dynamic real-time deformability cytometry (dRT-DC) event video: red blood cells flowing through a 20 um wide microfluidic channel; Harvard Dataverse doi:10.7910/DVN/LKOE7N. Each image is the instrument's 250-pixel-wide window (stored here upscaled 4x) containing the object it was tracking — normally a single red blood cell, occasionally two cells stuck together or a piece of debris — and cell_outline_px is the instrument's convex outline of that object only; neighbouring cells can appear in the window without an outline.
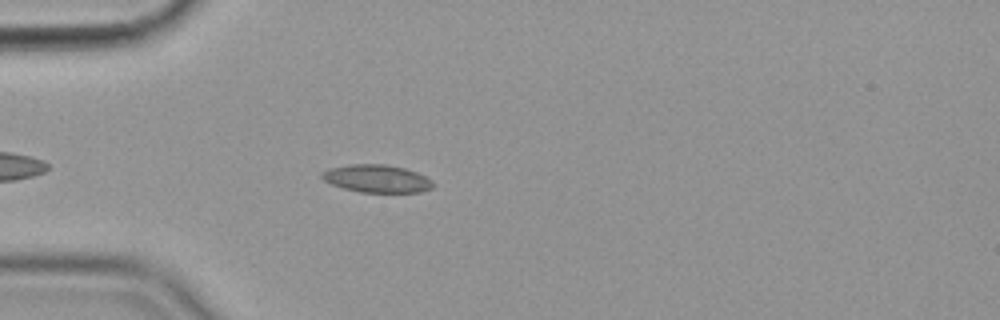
{"species": "common noctule bat (a hibernating species)", "species_latin": "Nyctalus noctula", "temperature_condition": "cold", "stored_images_in_passage": 47, "camera_frame_rate_fps": 3000, "um_per_image_px": 0.085, "animal": {"sex": "female", "body_mass_g": 19.9}, "frame": {"image": 1, "passage_image": 7, "time_ms": 2.0, "image_size_px": [1000, 320], "cell_outline_px": [[432, 188], [420, 192], [360, 192], [344, 188], [332, 184], [324, 180], [320, 176], [328, 168], [348, 164], [384, 164], [404, 168], [416, 172], [432, 180]], "centroid_in_image_um": [32.01, 15.18], "position_along_channel_um": 53.0, "area_um2": 17.8}}
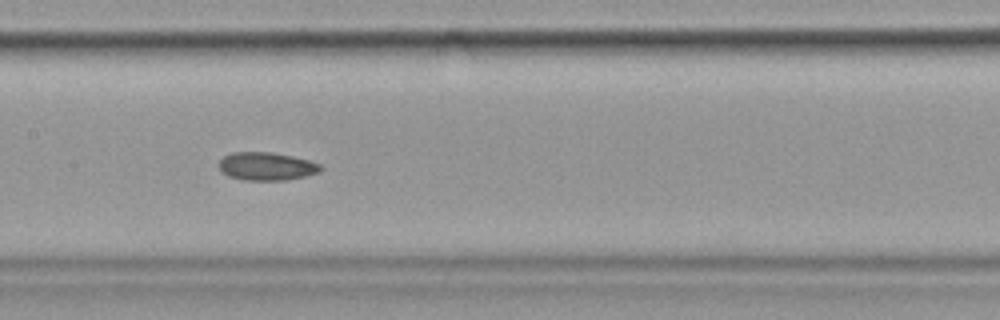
{"frame": {"image": 2, "passage_image": 19, "time_ms": 6.0, "image_size_px": [1000, 320], "cell_outline_px": [[324, 168], [320, 172], [304, 176], [284, 180], [244, 180], [228, 176], [220, 172], [220, 160], [224, 156], [232, 152], [272, 152], [292, 156], [308, 160], [320, 164]], "centroid_in_image_um": [22.65, 14.13], "position_along_channel_um": 184.7, "area_um2": 16.65}}
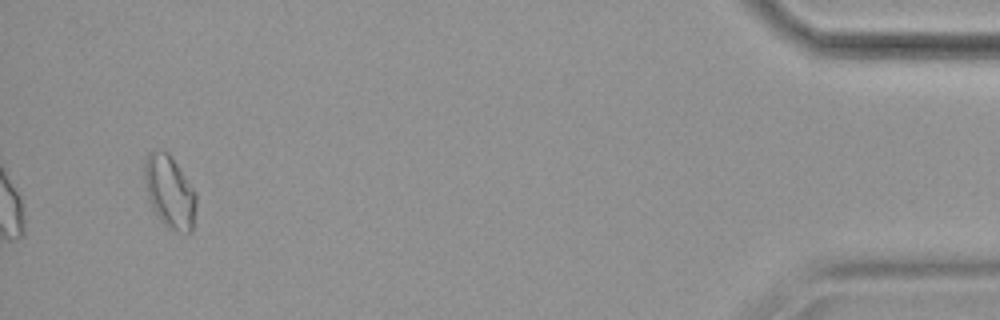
{"frame": {"image": 3, "passage_image": 45, "time_ms": 14.667, "image_size_px": [1000, 320], "cell_outline_px": [[196, 208], [192, 232], [188, 236], [168, 228], [160, 220], [152, 208], [148, 196], [144, 180], [144, 160], [148, 152], [160, 148], [168, 152], [196, 192]], "centroid_in_image_um": [14.42, 16.32], "position_along_channel_um": 420.8, "area_um2": 22.25}, "authors_computed_cell_mechanics": {"area_um2": 17.1666, "velocity_mm_per_s": 3.5611, "shape_relaxation_time_tau1_ms": null, "shape_relaxation_time_tau2_ms": 5.1814, "deformation_change_tau1": null, "deformation_change_tau2": 0.101}}